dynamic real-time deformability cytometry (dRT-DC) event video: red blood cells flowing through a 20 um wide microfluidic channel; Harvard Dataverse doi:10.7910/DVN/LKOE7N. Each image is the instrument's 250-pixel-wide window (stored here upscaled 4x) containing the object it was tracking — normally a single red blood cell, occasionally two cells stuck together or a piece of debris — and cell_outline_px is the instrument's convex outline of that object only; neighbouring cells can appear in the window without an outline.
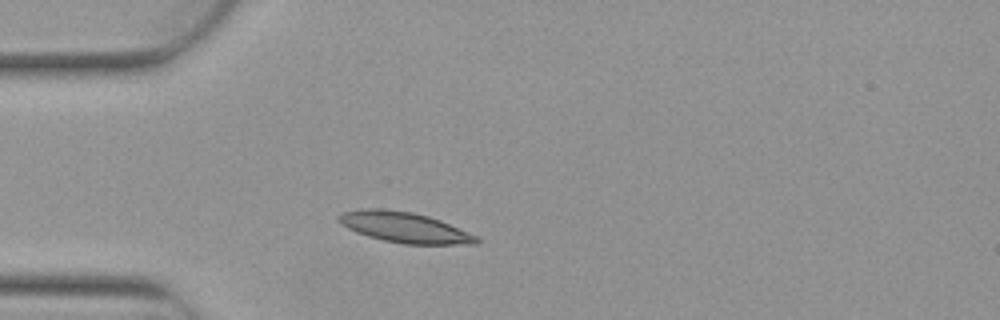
{"species": "Egyptian fruit bat (a non-hibernating species)", "species_latin": "Rousettus aegyptiacus", "temperature_condition": "warm", "stored_images_in_passage": 3, "camera_frame_rate_fps": 3000, "um_per_image_px": 0.085, "animal": {"sex": "female"}, "frame": {"image": 1, "passage_image": 2, "time_ms": 0.333, "image_size_px": [1000, 320], "cell_outline_px": [[480, 244], [404, 244], [384, 240], [368, 236], [356, 232], [340, 224], [336, 220], [336, 216], [344, 212], [360, 208], [380, 208], [412, 212], [428, 216], [440, 220], [468, 232], [476, 236], [480, 240]], "centroid_in_image_um": [34.34, 19.32], "position_along_channel_um": 50.7, "area_um2": 24.51}}